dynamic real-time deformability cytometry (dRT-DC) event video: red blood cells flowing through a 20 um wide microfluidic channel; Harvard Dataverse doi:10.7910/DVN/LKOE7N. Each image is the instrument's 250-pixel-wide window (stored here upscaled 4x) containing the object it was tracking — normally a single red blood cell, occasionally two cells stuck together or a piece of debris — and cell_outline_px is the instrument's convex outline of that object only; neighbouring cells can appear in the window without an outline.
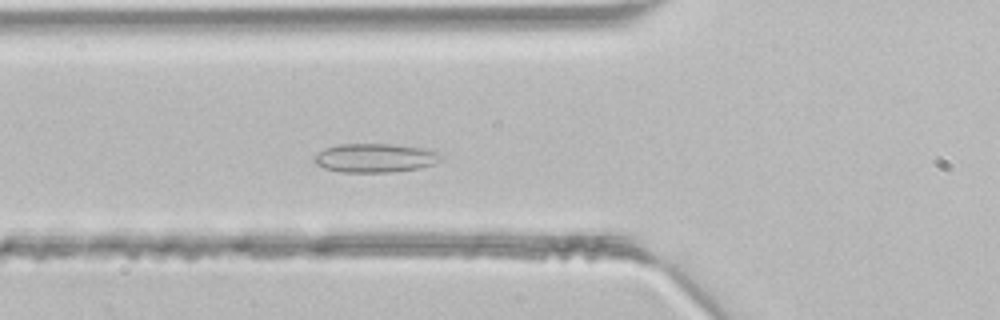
{"species": "common noctule bat (a hibernating species)", "species_latin": "Nyctalus noctula", "temperature_condition": "room temperature", "stored_images_in_passage": 36, "camera_frame_rate_fps": 3000, "um_per_image_px": 0.085, "animal": {"sex": "male", "body_mass_g": 21.5, "forearm_length_mm": 52.0}, "frame": {"image": 1, "passage_image": 9, "time_ms": 2.667, "image_size_px": [1000, 320], "cell_outline_px": [[444, 156], [436, 164], [420, 168], [392, 172], [340, 172], [324, 168], [316, 164], [312, 160], [316, 152], [324, 148], [340, 144], [392, 144], [420, 148], [440, 152]], "centroid_in_image_um": [31.87, 13.43], "position_along_channel_um": 93.9, "area_um2": 21.56}}
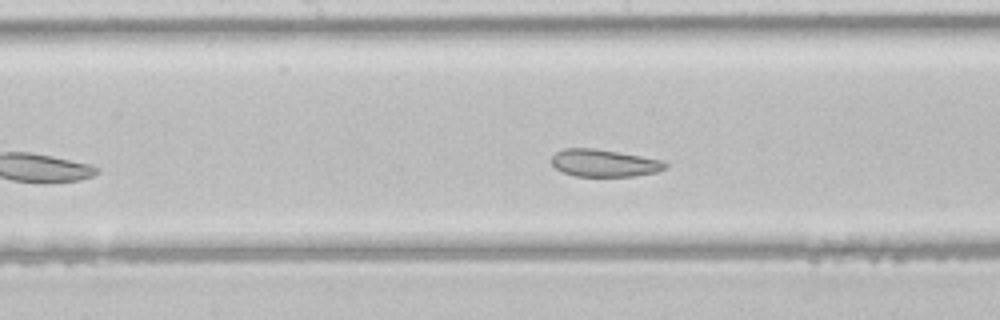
{"frame": {"image": 2, "passage_image": 16, "time_ms": 5.0, "image_size_px": [1000, 320], "cell_outline_px": [[668, 168], [656, 172], [632, 176], [576, 176], [564, 172], [556, 168], [552, 164], [552, 156], [556, 152], [564, 148], [596, 148], [640, 156], [660, 160], [668, 164]], "centroid_in_image_um": [51.35, 13.85], "position_along_channel_um": 196.9, "area_um2": 17.98}}
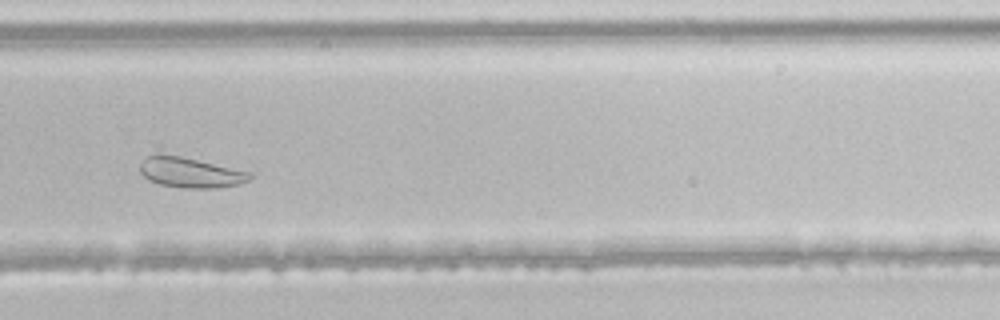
{"frame": {"image": 3, "passage_image": 24, "time_ms": 7.667, "image_size_px": [1000, 320], "cell_outline_px": [[252, 180], [236, 184], [216, 188], [184, 188], [160, 184], [148, 180], [140, 172], [140, 164], [148, 156], [180, 156], [252, 172]], "centroid_in_image_um": [16.23, 14.69], "position_along_channel_um": 313.6, "area_um2": 18.96}}